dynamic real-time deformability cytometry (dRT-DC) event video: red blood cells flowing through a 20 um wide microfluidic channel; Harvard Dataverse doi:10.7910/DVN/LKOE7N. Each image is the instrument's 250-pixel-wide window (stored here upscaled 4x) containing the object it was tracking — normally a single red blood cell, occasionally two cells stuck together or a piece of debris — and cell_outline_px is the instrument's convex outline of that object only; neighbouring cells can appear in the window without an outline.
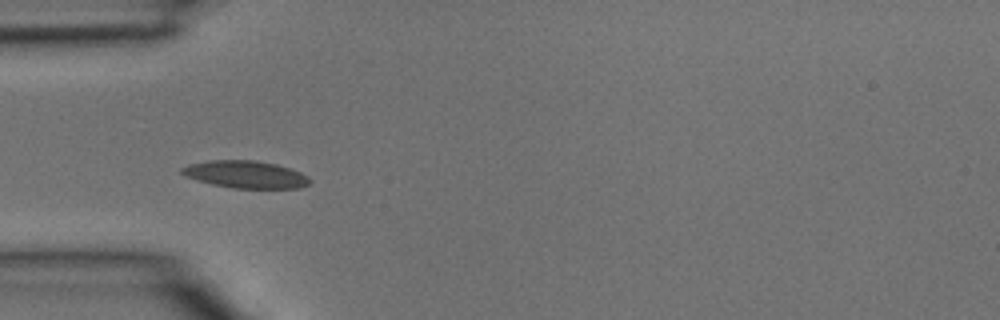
{"species": "common noctule bat (a hibernating species)", "species_latin": "Nyctalus noctula", "temperature_condition": "room temperature", "stored_images_in_passage": 10, "camera_frame_rate_fps": 3000, "um_per_image_px": 0.085, "animal": {"sex": "male", "body_mass_g": 15.6}, "frame": {"image": 1, "passage_image": 9, "time_ms": 2.667, "image_size_px": [1000, 320], "cell_outline_px": [[312, 180], [308, 184], [300, 188], [232, 188], [212, 184], [196, 180], [184, 176], [180, 172], [180, 168], [188, 164], [208, 160], [256, 160], [276, 164], [300, 172], [308, 176]], "centroid_in_image_um": [20.84, 14.82], "position_along_channel_um": 64.2, "area_um2": 20.52}}